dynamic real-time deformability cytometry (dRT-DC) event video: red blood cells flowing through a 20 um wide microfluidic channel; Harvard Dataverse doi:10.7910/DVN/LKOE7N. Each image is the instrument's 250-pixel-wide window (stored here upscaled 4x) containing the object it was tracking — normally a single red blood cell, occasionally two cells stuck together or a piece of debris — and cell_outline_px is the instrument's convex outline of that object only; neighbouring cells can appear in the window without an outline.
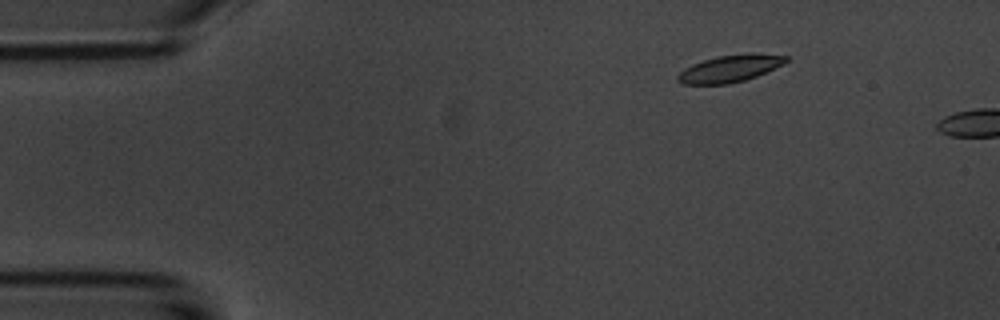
{"species": "common noctule bat (a hibernating species)", "species_latin": "Nyctalus noctula", "temperature_condition": "room temperature", "stored_images_in_passage": 4, "camera_frame_rate_fps": 3000, "um_per_image_px": 0.085, "animal": {"sex": "male", "body_mass_g": 20.1, "forearm_length_mm": 53.5}, "frame": {"image": 1, "passage_image": 3, "time_ms": 2.333, "image_size_px": [1000, 320], "cell_outline_px": [[788, 60], [784, 64], [756, 76], [744, 80], [728, 84], [680, 84], [676, 80], [676, 76], [684, 68], [692, 64], [716, 56], [748, 52], [756, 52], [788, 56]], "centroid_in_image_um": [62.04, 5.81], "position_along_channel_um": 23.0, "area_um2": 17.34}}